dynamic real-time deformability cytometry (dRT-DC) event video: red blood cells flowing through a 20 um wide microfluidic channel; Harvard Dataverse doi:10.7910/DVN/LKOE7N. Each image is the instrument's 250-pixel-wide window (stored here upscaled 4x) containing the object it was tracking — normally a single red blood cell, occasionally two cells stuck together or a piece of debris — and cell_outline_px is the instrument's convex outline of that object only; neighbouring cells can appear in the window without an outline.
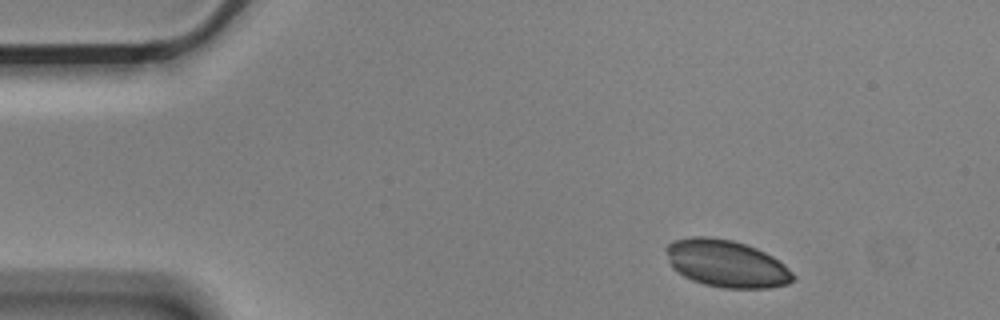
{"species": "Egyptian fruit bat (a non-hibernating species)", "species_latin": "Rousettus aegyptiacus", "temperature_condition": "cold", "stored_images_in_passage": 11, "camera_frame_rate_fps": 3000, "um_per_image_px": 0.085, "animal": {"sex": "male"}, "frame": {"image": 1, "passage_image": 1, "time_ms": 0.0, "image_size_px": [1000, 320], "cell_outline_px": [[796, 276], [788, 284], [768, 288], [724, 288], [704, 284], [692, 280], [676, 272], [672, 268], [664, 248], [672, 240], [692, 236], [708, 236], [732, 240], [756, 248], [772, 256], [784, 264]], "centroid_in_image_um": [61.72, 22.4], "position_along_channel_um": 23.3, "area_um2": 35.03}}